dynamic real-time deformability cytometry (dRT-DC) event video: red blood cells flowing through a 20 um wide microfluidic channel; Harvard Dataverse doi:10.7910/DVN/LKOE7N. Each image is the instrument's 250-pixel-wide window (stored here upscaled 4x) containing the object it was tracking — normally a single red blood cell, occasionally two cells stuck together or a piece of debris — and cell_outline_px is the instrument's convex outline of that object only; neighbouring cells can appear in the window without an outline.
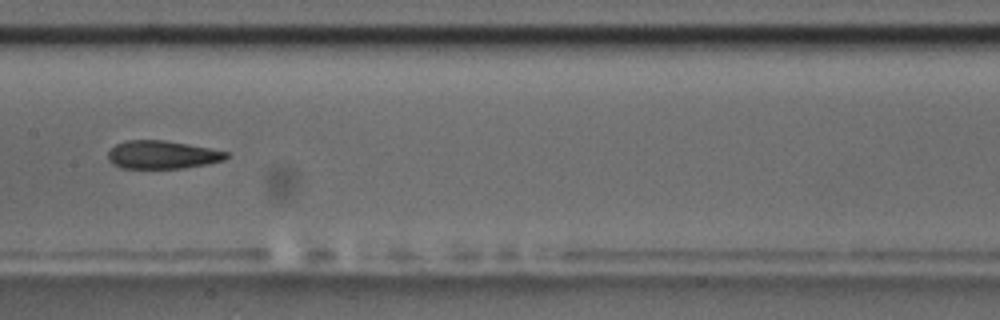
{"species": "common noctule bat (a hibernating species)", "species_latin": "Nyctalus noctula", "temperature_condition": "room temperature", "stored_images_in_passage": 14, "camera_frame_rate_fps": 3000, "um_per_image_px": 0.085, "animal": {"sex": "male", "body_mass_g": 17.5, "forearm_length_mm": 52.3}, "frame": {"image": 1, "passage_image": 7, "time_ms": 7.667, "image_size_px": [1000, 320], "cell_outline_px": [[228, 156], [224, 160], [208, 164], [184, 168], [120, 168], [112, 164], [108, 160], [108, 152], [116, 144], [124, 140], [164, 140], [212, 148], [228, 152]], "centroid_in_image_um": [13.79, 13.15], "position_along_channel_um": 193.6, "area_um2": 19.54}}
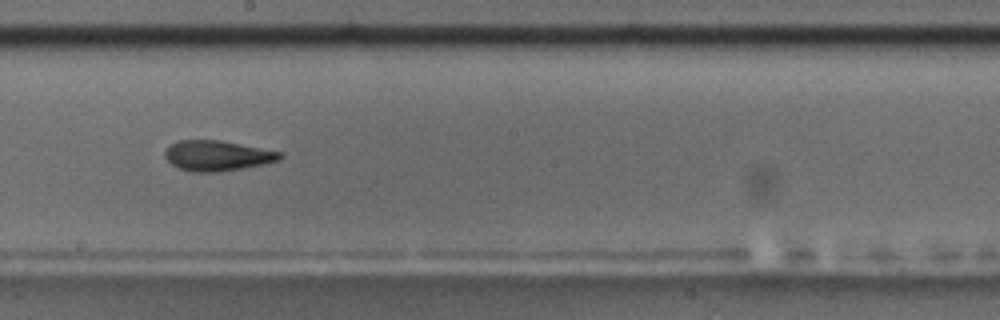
{"frame": {"image": 2, "passage_image": 8, "time_ms": 8.667, "image_size_px": [1000, 320], "cell_outline_px": [[284, 156], [280, 160], [264, 164], [244, 168], [220, 172], [192, 172], [180, 168], [172, 164], [164, 156], [164, 152], [172, 144], [180, 140], [220, 140], [284, 152]], "centroid_in_image_um": [18.53, 13.24], "position_along_channel_um": 229.7, "area_um2": 20.4}}